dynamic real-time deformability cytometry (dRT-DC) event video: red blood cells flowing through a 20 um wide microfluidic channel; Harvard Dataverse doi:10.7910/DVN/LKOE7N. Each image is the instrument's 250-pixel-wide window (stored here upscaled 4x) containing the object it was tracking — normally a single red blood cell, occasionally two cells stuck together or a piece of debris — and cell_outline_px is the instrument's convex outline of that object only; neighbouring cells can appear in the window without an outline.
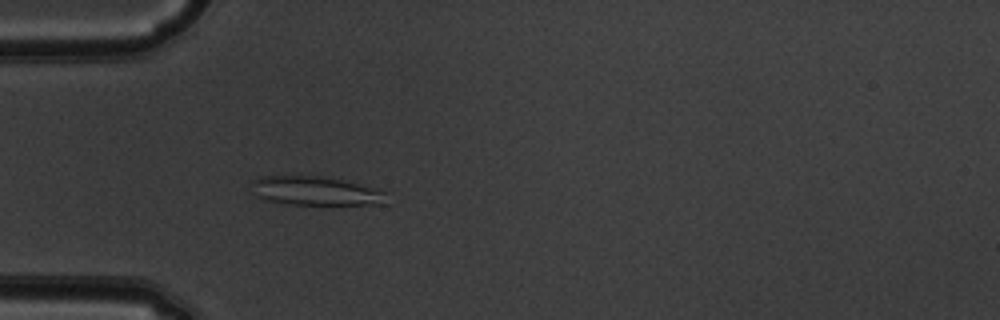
{"species": "common noctule bat (a hibernating species)", "species_latin": "Nyctalus noctula", "temperature_condition": "warm", "stored_images_in_passage": 50, "camera_frame_rate_fps": 3000, "um_per_image_px": 0.085, "animal": {"sex": "male", "body_mass_g": 19.5, "forearm_length_mm": 54.6}, "frame": {"image": 1, "passage_image": 15, "time_ms": 4.667, "image_size_px": [1000, 320], "cell_outline_px": [[384, 204], [292, 204], [268, 200], [260, 196], [252, 180], [260, 176], [320, 176], [344, 180], [376, 188], [384, 192]], "centroid_in_image_um": [26.87, 16.21], "position_along_channel_um": 58.1, "area_um2": 21.96}}
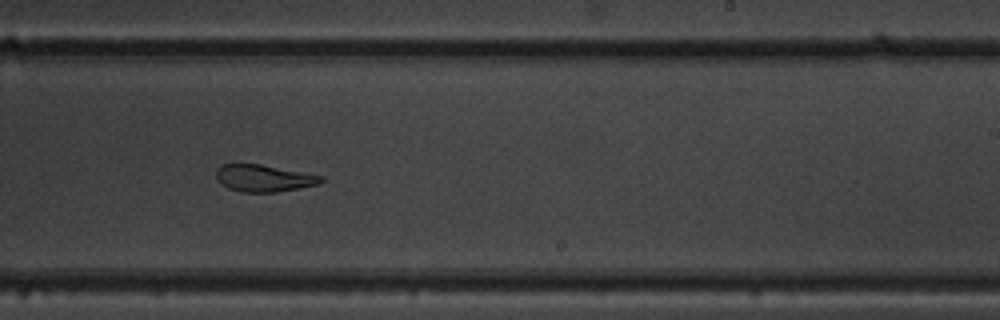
{"frame": {"image": 2, "passage_image": 31, "time_ms": 10.0, "image_size_px": [1000, 320], "cell_outline_px": [[324, 180], [316, 184], [276, 192], [244, 192], [228, 188], [216, 176], [216, 168], [220, 164], [260, 164], [324, 176]], "centroid_in_image_um": [22.41, 15.13], "position_along_channel_um": 266.6, "area_um2": 16.18}}
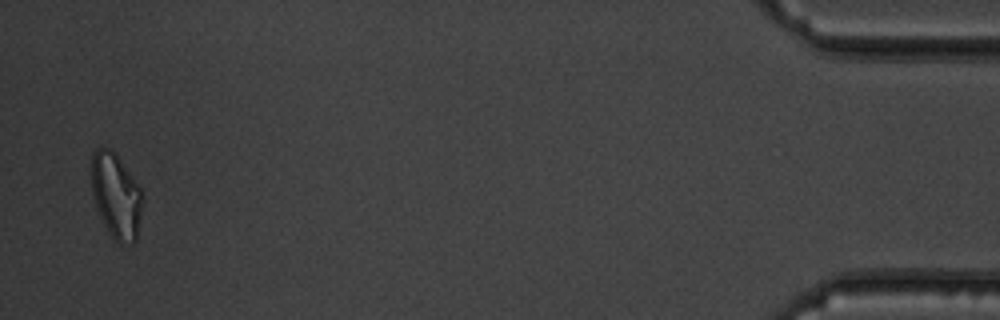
{"frame": {"image": 3, "passage_image": 49, "time_ms": 16.0, "image_size_px": [1000, 320], "cell_outline_px": [[140, 212], [136, 240], [132, 244], [120, 244], [112, 236], [104, 224], [100, 216], [92, 192], [92, 152], [96, 148], [108, 148], [116, 156], [140, 188]], "centroid_in_image_um": [9.83, 16.67], "position_along_channel_um": 425.4, "area_um2": 24.22}, "authors_computed_cell_mechanics": {"area_um2": 20.9525, "velocity_mm_per_s": 4.0151, "shape_relaxation_time_tau1_ms": null, "shape_relaxation_time_tau2_ms": 2.2532, "deformation_change_tau1": null, "deformation_change_tau2": 0.0897}}